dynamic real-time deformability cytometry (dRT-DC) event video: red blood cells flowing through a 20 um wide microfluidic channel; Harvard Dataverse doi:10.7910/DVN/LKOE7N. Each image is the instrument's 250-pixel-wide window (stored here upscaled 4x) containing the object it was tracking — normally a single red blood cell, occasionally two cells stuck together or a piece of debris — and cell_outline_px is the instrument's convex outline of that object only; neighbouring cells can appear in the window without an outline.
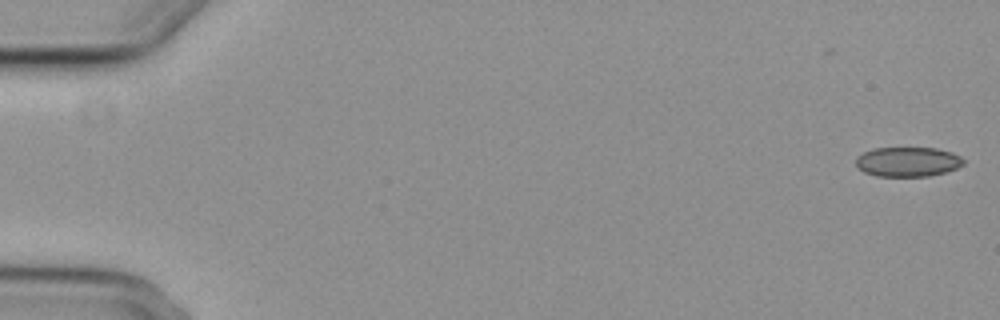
{"species": "common noctule bat (a hibernating species)", "species_latin": "Nyctalus noctula", "temperature_condition": "cold", "stored_images_in_passage": 4, "camera_frame_rate_fps": 3000, "um_per_image_px": 0.085, "animal": {"sex": "female", "body_mass_g": 29.2, "forearm_length_mm": 56.3}, "frame": {"image": 1, "passage_image": 1, "time_ms": 0.0, "image_size_px": [1000, 320], "cell_outline_px": [[964, 164], [956, 168], [944, 172], [928, 176], [876, 176], [864, 172], [856, 164], [856, 156], [872, 148], [936, 148], [952, 152], [960, 156], [964, 160]], "centroid_in_image_um": [77.15, 13.74], "position_along_channel_um": 7.8, "area_um2": 18.55}}
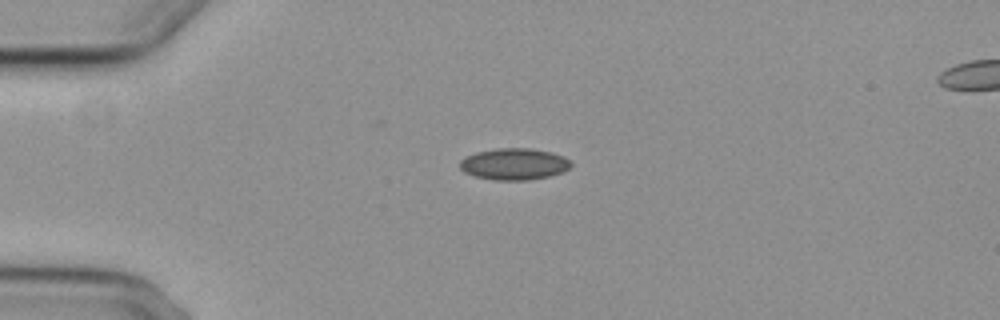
{"frame": {"image": 2, "passage_image": 4, "time_ms": 4.333, "image_size_px": [1000, 320], "cell_outline_px": [[572, 164], [564, 172], [548, 176], [528, 180], [496, 180], [476, 176], [464, 172], [460, 168], [460, 160], [464, 156], [476, 152], [496, 148], [532, 148], [552, 152], [564, 156]], "centroid_in_image_um": [43.69, 13.93], "position_along_channel_um": 41.3, "area_um2": 20.52}}